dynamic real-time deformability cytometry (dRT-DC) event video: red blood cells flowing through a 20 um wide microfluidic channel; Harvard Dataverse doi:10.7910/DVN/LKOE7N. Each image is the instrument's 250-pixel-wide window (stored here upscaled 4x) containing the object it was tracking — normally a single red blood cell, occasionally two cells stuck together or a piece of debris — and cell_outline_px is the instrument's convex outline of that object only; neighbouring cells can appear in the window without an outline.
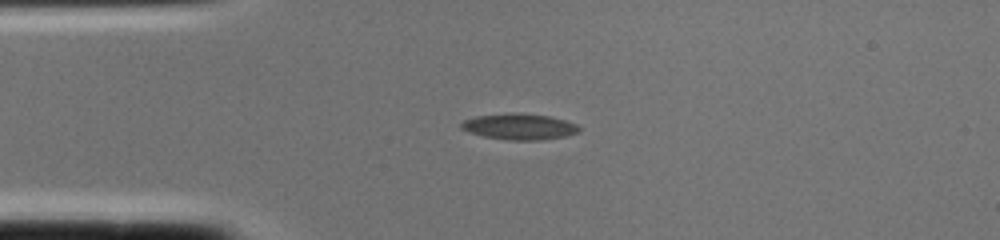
{"species": "common noctule bat (a hibernating species)", "species_latin": "Nyctalus noctula", "temperature_condition": "cold", "stored_images_in_passage": 1, "camera_frame_rate_fps": 3000, "um_per_image_px": 0.085, "animal": {"sex": "female", "body_mass_g": 22.0, "forearm_length_mm": 56.7}, "frame": {"image": 1, "passage_image": 1, "time_ms": 0.0, "image_size_px": [1000, 240], "cell_outline_px": [[580, 132], [564, 136], [540, 140], [508, 140], [484, 136], [468, 132], [460, 128], [460, 124], [464, 120], [476, 116], [512, 112], [516, 112], [548, 116], [564, 120], [576, 124], [580, 128]], "centroid_in_image_um": [44.12, 10.76], "position_along_channel_um": 40.9, "area_um2": 17.86}}